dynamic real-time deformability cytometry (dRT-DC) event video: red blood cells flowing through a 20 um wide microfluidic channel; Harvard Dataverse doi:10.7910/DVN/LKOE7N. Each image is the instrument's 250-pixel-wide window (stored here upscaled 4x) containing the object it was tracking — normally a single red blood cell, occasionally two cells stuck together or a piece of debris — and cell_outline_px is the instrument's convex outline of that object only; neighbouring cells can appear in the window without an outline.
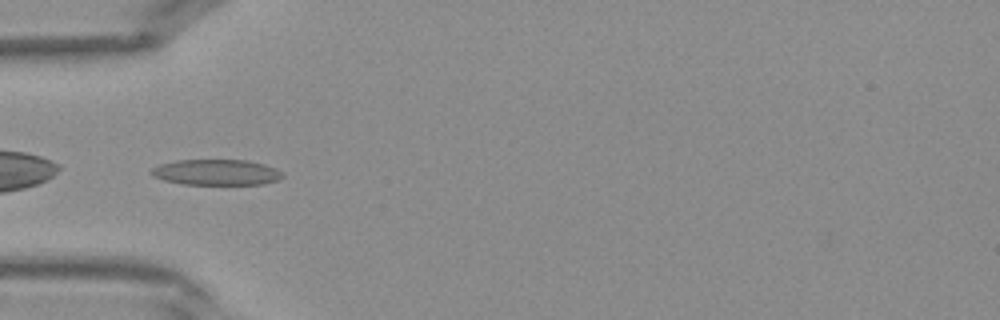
{"species": "Egyptian fruit bat (a non-hibernating species)", "species_latin": "Rousettus aegyptiacus", "temperature_condition": "warm", "stored_images_in_passage": 25, "camera_frame_rate_fps": 3000, "um_per_image_px": 0.085, "frame": {"image": 1, "passage_image": 1, "time_ms": 0.0, "image_size_px": [1000, 320], "cell_outline_px": [[284, 176], [276, 180], [264, 184], [184, 184], [164, 180], [152, 176], [148, 172], [152, 168], [160, 164], [176, 160], [248, 160], [264, 164], [276, 168], [284, 172]], "centroid_in_image_um": [18.39, 14.64], "position_along_channel_um": 66.6, "area_um2": 19.77}}
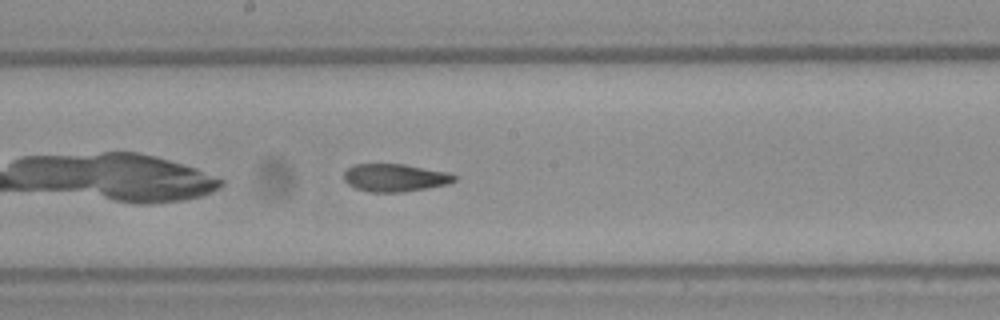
{"frame": {"image": 2, "passage_image": 10, "time_ms": 3.0, "image_size_px": [1000, 320], "cell_outline_px": [[456, 180], [448, 184], [404, 192], [368, 192], [356, 188], [348, 184], [344, 180], [344, 172], [352, 164], [404, 164], [448, 172], [456, 176]], "centroid_in_image_um": [33.56, 15.1], "position_along_channel_um": 214.6, "area_um2": 17.92}}
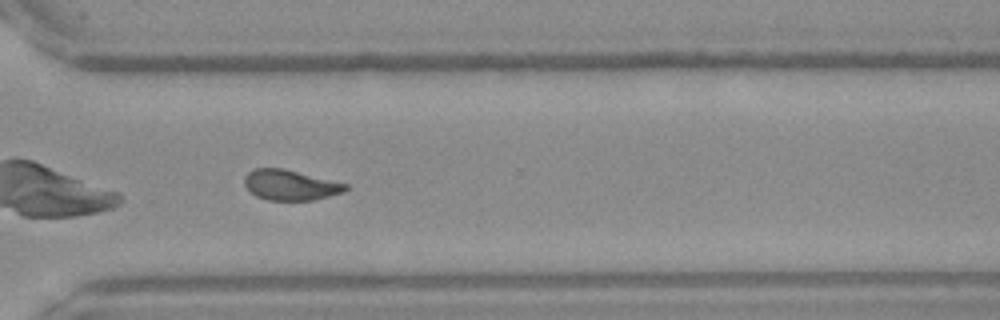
{"frame": {"image": 3, "passage_image": 18, "time_ms": 5.667, "image_size_px": [1000, 320], "cell_outline_px": [[348, 188], [344, 192], [312, 200], [268, 200], [256, 196], [244, 184], [244, 176], [248, 172], [256, 168], [284, 168], [348, 184]], "centroid_in_image_um": [24.68, 15.72], "position_along_channel_um": 345.9, "area_um2": 17.8}}